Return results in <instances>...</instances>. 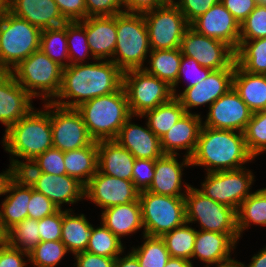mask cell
I'll return each mask as SVG.
<instances>
[{
    "mask_svg": "<svg viewBox=\"0 0 266 267\" xmlns=\"http://www.w3.org/2000/svg\"><path fill=\"white\" fill-rule=\"evenodd\" d=\"M4 195L6 197L0 205V220L8 231L15 224L28 218L27 206L31 198V185L19 172H14L6 182Z\"/></svg>",
    "mask_w": 266,
    "mask_h": 267,
    "instance_id": "obj_23",
    "label": "cell"
},
{
    "mask_svg": "<svg viewBox=\"0 0 266 267\" xmlns=\"http://www.w3.org/2000/svg\"><path fill=\"white\" fill-rule=\"evenodd\" d=\"M28 253L10 246L8 243L0 247V267H26L29 259L25 261Z\"/></svg>",
    "mask_w": 266,
    "mask_h": 267,
    "instance_id": "obj_54",
    "label": "cell"
},
{
    "mask_svg": "<svg viewBox=\"0 0 266 267\" xmlns=\"http://www.w3.org/2000/svg\"><path fill=\"white\" fill-rule=\"evenodd\" d=\"M266 37V7L256 5L255 9L240 24V41Z\"/></svg>",
    "mask_w": 266,
    "mask_h": 267,
    "instance_id": "obj_46",
    "label": "cell"
},
{
    "mask_svg": "<svg viewBox=\"0 0 266 267\" xmlns=\"http://www.w3.org/2000/svg\"><path fill=\"white\" fill-rule=\"evenodd\" d=\"M32 98L10 72H0V123L5 131L35 108Z\"/></svg>",
    "mask_w": 266,
    "mask_h": 267,
    "instance_id": "obj_20",
    "label": "cell"
},
{
    "mask_svg": "<svg viewBox=\"0 0 266 267\" xmlns=\"http://www.w3.org/2000/svg\"><path fill=\"white\" fill-rule=\"evenodd\" d=\"M0 7H8L7 0H0Z\"/></svg>",
    "mask_w": 266,
    "mask_h": 267,
    "instance_id": "obj_66",
    "label": "cell"
},
{
    "mask_svg": "<svg viewBox=\"0 0 266 267\" xmlns=\"http://www.w3.org/2000/svg\"><path fill=\"white\" fill-rule=\"evenodd\" d=\"M117 41L111 61L124 73L145 67L150 53L149 36L143 14L116 15Z\"/></svg>",
    "mask_w": 266,
    "mask_h": 267,
    "instance_id": "obj_5",
    "label": "cell"
},
{
    "mask_svg": "<svg viewBox=\"0 0 266 267\" xmlns=\"http://www.w3.org/2000/svg\"><path fill=\"white\" fill-rule=\"evenodd\" d=\"M149 66L144 67L143 70L156 76L162 81H165L172 87L178 78L180 62L182 59V51L180 48L168 50H151L148 54Z\"/></svg>",
    "mask_w": 266,
    "mask_h": 267,
    "instance_id": "obj_33",
    "label": "cell"
},
{
    "mask_svg": "<svg viewBox=\"0 0 266 267\" xmlns=\"http://www.w3.org/2000/svg\"><path fill=\"white\" fill-rule=\"evenodd\" d=\"M144 242L131 252L137 257L140 267H165L170 254L161 237L143 235Z\"/></svg>",
    "mask_w": 266,
    "mask_h": 267,
    "instance_id": "obj_40",
    "label": "cell"
},
{
    "mask_svg": "<svg viewBox=\"0 0 266 267\" xmlns=\"http://www.w3.org/2000/svg\"><path fill=\"white\" fill-rule=\"evenodd\" d=\"M143 235L162 237L186 222L184 197L139 192Z\"/></svg>",
    "mask_w": 266,
    "mask_h": 267,
    "instance_id": "obj_8",
    "label": "cell"
},
{
    "mask_svg": "<svg viewBox=\"0 0 266 267\" xmlns=\"http://www.w3.org/2000/svg\"><path fill=\"white\" fill-rule=\"evenodd\" d=\"M180 49L183 56L191 57L211 70L226 69L235 62V51L229 45L198 34L191 27L185 31Z\"/></svg>",
    "mask_w": 266,
    "mask_h": 267,
    "instance_id": "obj_14",
    "label": "cell"
},
{
    "mask_svg": "<svg viewBox=\"0 0 266 267\" xmlns=\"http://www.w3.org/2000/svg\"><path fill=\"white\" fill-rule=\"evenodd\" d=\"M38 231V220L28 217L7 231V243L29 253L41 242Z\"/></svg>",
    "mask_w": 266,
    "mask_h": 267,
    "instance_id": "obj_41",
    "label": "cell"
},
{
    "mask_svg": "<svg viewBox=\"0 0 266 267\" xmlns=\"http://www.w3.org/2000/svg\"><path fill=\"white\" fill-rule=\"evenodd\" d=\"M14 169L9 165L6 171L0 173V196L3 195L7 180L13 175Z\"/></svg>",
    "mask_w": 266,
    "mask_h": 267,
    "instance_id": "obj_61",
    "label": "cell"
},
{
    "mask_svg": "<svg viewBox=\"0 0 266 267\" xmlns=\"http://www.w3.org/2000/svg\"><path fill=\"white\" fill-rule=\"evenodd\" d=\"M233 88L253 113L266 110V74L248 73L236 64Z\"/></svg>",
    "mask_w": 266,
    "mask_h": 267,
    "instance_id": "obj_30",
    "label": "cell"
},
{
    "mask_svg": "<svg viewBox=\"0 0 266 267\" xmlns=\"http://www.w3.org/2000/svg\"><path fill=\"white\" fill-rule=\"evenodd\" d=\"M72 212V209L63 210L61 241L70 253L76 255L86 251L94 225L86 215Z\"/></svg>",
    "mask_w": 266,
    "mask_h": 267,
    "instance_id": "obj_31",
    "label": "cell"
},
{
    "mask_svg": "<svg viewBox=\"0 0 266 267\" xmlns=\"http://www.w3.org/2000/svg\"><path fill=\"white\" fill-rule=\"evenodd\" d=\"M67 253L69 251L61 240L41 241L28 253V259L34 267H56Z\"/></svg>",
    "mask_w": 266,
    "mask_h": 267,
    "instance_id": "obj_43",
    "label": "cell"
},
{
    "mask_svg": "<svg viewBox=\"0 0 266 267\" xmlns=\"http://www.w3.org/2000/svg\"><path fill=\"white\" fill-rule=\"evenodd\" d=\"M185 113L181 102L174 96L168 102L135 117H146L148 127L161 138Z\"/></svg>",
    "mask_w": 266,
    "mask_h": 267,
    "instance_id": "obj_34",
    "label": "cell"
},
{
    "mask_svg": "<svg viewBox=\"0 0 266 267\" xmlns=\"http://www.w3.org/2000/svg\"><path fill=\"white\" fill-rule=\"evenodd\" d=\"M76 109L94 141L115 140L121 127L132 116L122 86L116 92L93 98Z\"/></svg>",
    "mask_w": 266,
    "mask_h": 267,
    "instance_id": "obj_4",
    "label": "cell"
},
{
    "mask_svg": "<svg viewBox=\"0 0 266 267\" xmlns=\"http://www.w3.org/2000/svg\"><path fill=\"white\" fill-rule=\"evenodd\" d=\"M219 2L220 0H178L173 3L184 14L186 21L191 24L200 15Z\"/></svg>",
    "mask_w": 266,
    "mask_h": 267,
    "instance_id": "obj_51",
    "label": "cell"
},
{
    "mask_svg": "<svg viewBox=\"0 0 266 267\" xmlns=\"http://www.w3.org/2000/svg\"><path fill=\"white\" fill-rule=\"evenodd\" d=\"M55 2L67 22L81 21L87 18L85 0H55Z\"/></svg>",
    "mask_w": 266,
    "mask_h": 267,
    "instance_id": "obj_53",
    "label": "cell"
},
{
    "mask_svg": "<svg viewBox=\"0 0 266 267\" xmlns=\"http://www.w3.org/2000/svg\"><path fill=\"white\" fill-rule=\"evenodd\" d=\"M239 234H223L197 230L192 258L205 263V267L223 265L231 262V251L235 250Z\"/></svg>",
    "mask_w": 266,
    "mask_h": 267,
    "instance_id": "obj_22",
    "label": "cell"
},
{
    "mask_svg": "<svg viewBox=\"0 0 266 267\" xmlns=\"http://www.w3.org/2000/svg\"><path fill=\"white\" fill-rule=\"evenodd\" d=\"M84 198L104 210L138 201L139 191L135 188L132 180L109 176L97 170L85 185Z\"/></svg>",
    "mask_w": 266,
    "mask_h": 267,
    "instance_id": "obj_15",
    "label": "cell"
},
{
    "mask_svg": "<svg viewBox=\"0 0 266 267\" xmlns=\"http://www.w3.org/2000/svg\"><path fill=\"white\" fill-rule=\"evenodd\" d=\"M186 222H198L200 230L239 234L236 210L205 196L192 185L185 194Z\"/></svg>",
    "mask_w": 266,
    "mask_h": 267,
    "instance_id": "obj_9",
    "label": "cell"
},
{
    "mask_svg": "<svg viewBox=\"0 0 266 267\" xmlns=\"http://www.w3.org/2000/svg\"><path fill=\"white\" fill-rule=\"evenodd\" d=\"M243 133L247 149L254 158L266 152V110L254 112Z\"/></svg>",
    "mask_w": 266,
    "mask_h": 267,
    "instance_id": "obj_44",
    "label": "cell"
},
{
    "mask_svg": "<svg viewBox=\"0 0 266 267\" xmlns=\"http://www.w3.org/2000/svg\"><path fill=\"white\" fill-rule=\"evenodd\" d=\"M28 217L40 220L56 213L59 208L43 193L37 192L31 186V198L28 203Z\"/></svg>",
    "mask_w": 266,
    "mask_h": 267,
    "instance_id": "obj_49",
    "label": "cell"
},
{
    "mask_svg": "<svg viewBox=\"0 0 266 267\" xmlns=\"http://www.w3.org/2000/svg\"><path fill=\"white\" fill-rule=\"evenodd\" d=\"M202 127L201 114L185 113L161 138L164 154L179 155V150H186V157L191 158L196 150ZM178 150V151H177Z\"/></svg>",
    "mask_w": 266,
    "mask_h": 267,
    "instance_id": "obj_24",
    "label": "cell"
},
{
    "mask_svg": "<svg viewBox=\"0 0 266 267\" xmlns=\"http://www.w3.org/2000/svg\"><path fill=\"white\" fill-rule=\"evenodd\" d=\"M97 170L100 173L132 180L135 157L116 140L97 141Z\"/></svg>",
    "mask_w": 266,
    "mask_h": 267,
    "instance_id": "obj_28",
    "label": "cell"
},
{
    "mask_svg": "<svg viewBox=\"0 0 266 267\" xmlns=\"http://www.w3.org/2000/svg\"><path fill=\"white\" fill-rule=\"evenodd\" d=\"M165 3L164 0H122L124 12L136 14H143L147 11L161 7Z\"/></svg>",
    "mask_w": 266,
    "mask_h": 267,
    "instance_id": "obj_57",
    "label": "cell"
},
{
    "mask_svg": "<svg viewBox=\"0 0 266 267\" xmlns=\"http://www.w3.org/2000/svg\"><path fill=\"white\" fill-rule=\"evenodd\" d=\"M40 50L63 68L69 66L66 23L59 27L47 28L41 31Z\"/></svg>",
    "mask_w": 266,
    "mask_h": 267,
    "instance_id": "obj_37",
    "label": "cell"
},
{
    "mask_svg": "<svg viewBox=\"0 0 266 267\" xmlns=\"http://www.w3.org/2000/svg\"><path fill=\"white\" fill-rule=\"evenodd\" d=\"M235 62L248 73L266 74V37L239 41Z\"/></svg>",
    "mask_w": 266,
    "mask_h": 267,
    "instance_id": "obj_36",
    "label": "cell"
},
{
    "mask_svg": "<svg viewBox=\"0 0 266 267\" xmlns=\"http://www.w3.org/2000/svg\"><path fill=\"white\" fill-rule=\"evenodd\" d=\"M165 267H194L192 263L183 258L170 257Z\"/></svg>",
    "mask_w": 266,
    "mask_h": 267,
    "instance_id": "obj_60",
    "label": "cell"
},
{
    "mask_svg": "<svg viewBox=\"0 0 266 267\" xmlns=\"http://www.w3.org/2000/svg\"><path fill=\"white\" fill-rule=\"evenodd\" d=\"M165 2H174L176 0H164Z\"/></svg>",
    "mask_w": 266,
    "mask_h": 267,
    "instance_id": "obj_67",
    "label": "cell"
},
{
    "mask_svg": "<svg viewBox=\"0 0 266 267\" xmlns=\"http://www.w3.org/2000/svg\"><path fill=\"white\" fill-rule=\"evenodd\" d=\"M97 141L80 149L64 152V166L67 175L77 179L84 186L97 172Z\"/></svg>",
    "mask_w": 266,
    "mask_h": 267,
    "instance_id": "obj_32",
    "label": "cell"
},
{
    "mask_svg": "<svg viewBox=\"0 0 266 267\" xmlns=\"http://www.w3.org/2000/svg\"><path fill=\"white\" fill-rule=\"evenodd\" d=\"M122 87L133 116H142L174 97L172 88L165 81L146 73L143 69L124 72Z\"/></svg>",
    "mask_w": 266,
    "mask_h": 267,
    "instance_id": "obj_10",
    "label": "cell"
},
{
    "mask_svg": "<svg viewBox=\"0 0 266 267\" xmlns=\"http://www.w3.org/2000/svg\"><path fill=\"white\" fill-rule=\"evenodd\" d=\"M18 172H44L53 175H65L64 152L52 147L37 156Z\"/></svg>",
    "mask_w": 266,
    "mask_h": 267,
    "instance_id": "obj_45",
    "label": "cell"
},
{
    "mask_svg": "<svg viewBox=\"0 0 266 267\" xmlns=\"http://www.w3.org/2000/svg\"><path fill=\"white\" fill-rule=\"evenodd\" d=\"M53 147L65 152L89 146L94 140L88 134L81 113L50 102Z\"/></svg>",
    "mask_w": 266,
    "mask_h": 267,
    "instance_id": "obj_13",
    "label": "cell"
},
{
    "mask_svg": "<svg viewBox=\"0 0 266 267\" xmlns=\"http://www.w3.org/2000/svg\"><path fill=\"white\" fill-rule=\"evenodd\" d=\"M8 7H0V24H1V21L4 17V14L6 13Z\"/></svg>",
    "mask_w": 266,
    "mask_h": 267,
    "instance_id": "obj_64",
    "label": "cell"
},
{
    "mask_svg": "<svg viewBox=\"0 0 266 267\" xmlns=\"http://www.w3.org/2000/svg\"><path fill=\"white\" fill-rule=\"evenodd\" d=\"M191 166L206 172L239 169L255 158L249 153L243 132L213 129L202 125Z\"/></svg>",
    "mask_w": 266,
    "mask_h": 267,
    "instance_id": "obj_3",
    "label": "cell"
},
{
    "mask_svg": "<svg viewBox=\"0 0 266 267\" xmlns=\"http://www.w3.org/2000/svg\"><path fill=\"white\" fill-rule=\"evenodd\" d=\"M41 31L7 9L0 24V72H11L40 49Z\"/></svg>",
    "mask_w": 266,
    "mask_h": 267,
    "instance_id": "obj_7",
    "label": "cell"
},
{
    "mask_svg": "<svg viewBox=\"0 0 266 267\" xmlns=\"http://www.w3.org/2000/svg\"><path fill=\"white\" fill-rule=\"evenodd\" d=\"M101 222L120 240L143 228L140 201L102 210Z\"/></svg>",
    "mask_w": 266,
    "mask_h": 267,
    "instance_id": "obj_29",
    "label": "cell"
},
{
    "mask_svg": "<svg viewBox=\"0 0 266 267\" xmlns=\"http://www.w3.org/2000/svg\"><path fill=\"white\" fill-rule=\"evenodd\" d=\"M78 22L85 28L93 58L111 60L117 41L116 15L92 16Z\"/></svg>",
    "mask_w": 266,
    "mask_h": 267,
    "instance_id": "obj_26",
    "label": "cell"
},
{
    "mask_svg": "<svg viewBox=\"0 0 266 267\" xmlns=\"http://www.w3.org/2000/svg\"><path fill=\"white\" fill-rule=\"evenodd\" d=\"M216 267H244V264L238 260H232L229 263L223 264V265H218Z\"/></svg>",
    "mask_w": 266,
    "mask_h": 267,
    "instance_id": "obj_63",
    "label": "cell"
},
{
    "mask_svg": "<svg viewBox=\"0 0 266 267\" xmlns=\"http://www.w3.org/2000/svg\"><path fill=\"white\" fill-rule=\"evenodd\" d=\"M75 256L76 267H114L116 258L103 257L100 255L91 254L89 252H81Z\"/></svg>",
    "mask_w": 266,
    "mask_h": 267,
    "instance_id": "obj_56",
    "label": "cell"
},
{
    "mask_svg": "<svg viewBox=\"0 0 266 267\" xmlns=\"http://www.w3.org/2000/svg\"><path fill=\"white\" fill-rule=\"evenodd\" d=\"M63 223V209L56 213L38 220L39 236L41 241L61 240Z\"/></svg>",
    "mask_w": 266,
    "mask_h": 267,
    "instance_id": "obj_50",
    "label": "cell"
},
{
    "mask_svg": "<svg viewBox=\"0 0 266 267\" xmlns=\"http://www.w3.org/2000/svg\"><path fill=\"white\" fill-rule=\"evenodd\" d=\"M151 50L181 47L185 31L190 27L184 14L173 2L143 13Z\"/></svg>",
    "mask_w": 266,
    "mask_h": 267,
    "instance_id": "obj_11",
    "label": "cell"
},
{
    "mask_svg": "<svg viewBox=\"0 0 266 267\" xmlns=\"http://www.w3.org/2000/svg\"><path fill=\"white\" fill-rule=\"evenodd\" d=\"M239 237L250 225L266 226V188L252 192L236 211Z\"/></svg>",
    "mask_w": 266,
    "mask_h": 267,
    "instance_id": "obj_35",
    "label": "cell"
},
{
    "mask_svg": "<svg viewBox=\"0 0 266 267\" xmlns=\"http://www.w3.org/2000/svg\"><path fill=\"white\" fill-rule=\"evenodd\" d=\"M198 190L212 200L237 211L240 204L252 193L254 174L245 167L235 170L208 172ZM251 187V188H250Z\"/></svg>",
    "mask_w": 266,
    "mask_h": 267,
    "instance_id": "obj_12",
    "label": "cell"
},
{
    "mask_svg": "<svg viewBox=\"0 0 266 267\" xmlns=\"http://www.w3.org/2000/svg\"><path fill=\"white\" fill-rule=\"evenodd\" d=\"M236 62L229 68L213 70L207 78L195 86L185 88L182 93H176L185 112L191 113V108L208 104L210 107L223 94L233 87V76Z\"/></svg>",
    "mask_w": 266,
    "mask_h": 267,
    "instance_id": "obj_18",
    "label": "cell"
},
{
    "mask_svg": "<svg viewBox=\"0 0 266 267\" xmlns=\"http://www.w3.org/2000/svg\"><path fill=\"white\" fill-rule=\"evenodd\" d=\"M7 244V230L3 227L0 220V247Z\"/></svg>",
    "mask_w": 266,
    "mask_h": 267,
    "instance_id": "obj_62",
    "label": "cell"
},
{
    "mask_svg": "<svg viewBox=\"0 0 266 267\" xmlns=\"http://www.w3.org/2000/svg\"><path fill=\"white\" fill-rule=\"evenodd\" d=\"M197 230L189 226L188 222L164 234L161 238L164 240L166 248L171 257L183 258L192 263V253L194 250Z\"/></svg>",
    "mask_w": 266,
    "mask_h": 267,
    "instance_id": "obj_38",
    "label": "cell"
},
{
    "mask_svg": "<svg viewBox=\"0 0 266 267\" xmlns=\"http://www.w3.org/2000/svg\"><path fill=\"white\" fill-rule=\"evenodd\" d=\"M10 73L26 92L33 98L41 97L43 103L53 102L60 92L63 67L40 49L21 61Z\"/></svg>",
    "mask_w": 266,
    "mask_h": 267,
    "instance_id": "obj_6",
    "label": "cell"
},
{
    "mask_svg": "<svg viewBox=\"0 0 266 267\" xmlns=\"http://www.w3.org/2000/svg\"><path fill=\"white\" fill-rule=\"evenodd\" d=\"M257 5L266 7V0H255Z\"/></svg>",
    "mask_w": 266,
    "mask_h": 267,
    "instance_id": "obj_65",
    "label": "cell"
},
{
    "mask_svg": "<svg viewBox=\"0 0 266 267\" xmlns=\"http://www.w3.org/2000/svg\"><path fill=\"white\" fill-rule=\"evenodd\" d=\"M155 173V160L135 159L133 165L132 181L139 191H147L153 181Z\"/></svg>",
    "mask_w": 266,
    "mask_h": 267,
    "instance_id": "obj_48",
    "label": "cell"
},
{
    "mask_svg": "<svg viewBox=\"0 0 266 267\" xmlns=\"http://www.w3.org/2000/svg\"><path fill=\"white\" fill-rule=\"evenodd\" d=\"M253 112L232 87L215 101L208 110L205 127L244 132Z\"/></svg>",
    "mask_w": 266,
    "mask_h": 267,
    "instance_id": "obj_17",
    "label": "cell"
},
{
    "mask_svg": "<svg viewBox=\"0 0 266 267\" xmlns=\"http://www.w3.org/2000/svg\"><path fill=\"white\" fill-rule=\"evenodd\" d=\"M212 71L213 70H211L210 68L202 67L201 65H199V63L193 58L182 55L177 82L171 87L173 96L176 97V86H178L184 76L187 77V83L189 80V83L185 88H189L197 85L202 80L207 78Z\"/></svg>",
    "mask_w": 266,
    "mask_h": 267,
    "instance_id": "obj_47",
    "label": "cell"
},
{
    "mask_svg": "<svg viewBox=\"0 0 266 267\" xmlns=\"http://www.w3.org/2000/svg\"><path fill=\"white\" fill-rule=\"evenodd\" d=\"M244 267H266V246L251 258V262Z\"/></svg>",
    "mask_w": 266,
    "mask_h": 267,
    "instance_id": "obj_59",
    "label": "cell"
},
{
    "mask_svg": "<svg viewBox=\"0 0 266 267\" xmlns=\"http://www.w3.org/2000/svg\"><path fill=\"white\" fill-rule=\"evenodd\" d=\"M37 192L43 193L59 209L62 204H75L84 198L85 186L77 179L44 172H19Z\"/></svg>",
    "mask_w": 266,
    "mask_h": 267,
    "instance_id": "obj_16",
    "label": "cell"
},
{
    "mask_svg": "<svg viewBox=\"0 0 266 267\" xmlns=\"http://www.w3.org/2000/svg\"><path fill=\"white\" fill-rule=\"evenodd\" d=\"M42 107L43 110L33 108L4 133L2 144L4 150L11 155L10 165L15 172L53 147L50 102L44 103Z\"/></svg>",
    "mask_w": 266,
    "mask_h": 267,
    "instance_id": "obj_2",
    "label": "cell"
},
{
    "mask_svg": "<svg viewBox=\"0 0 266 267\" xmlns=\"http://www.w3.org/2000/svg\"><path fill=\"white\" fill-rule=\"evenodd\" d=\"M177 156L164 154L155 160L154 178L147 191L159 195L185 197L191 185L182 182L183 169L191 166V159L183 156V161L178 162ZM183 184L185 189L182 187Z\"/></svg>",
    "mask_w": 266,
    "mask_h": 267,
    "instance_id": "obj_21",
    "label": "cell"
},
{
    "mask_svg": "<svg viewBox=\"0 0 266 267\" xmlns=\"http://www.w3.org/2000/svg\"><path fill=\"white\" fill-rule=\"evenodd\" d=\"M132 115L121 127L115 139L122 147L127 149L135 159L156 160L164 155L161 148V141L155 133L148 127H142L132 123Z\"/></svg>",
    "mask_w": 266,
    "mask_h": 267,
    "instance_id": "obj_25",
    "label": "cell"
},
{
    "mask_svg": "<svg viewBox=\"0 0 266 267\" xmlns=\"http://www.w3.org/2000/svg\"><path fill=\"white\" fill-rule=\"evenodd\" d=\"M66 36L69 53V65L87 63L86 57L89 60L91 50L88 44L85 28L78 22H66ZM90 53V54H89ZM89 54V55H88Z\"/></svg>",
    "mask_w": 266,
    "mask_h": 267,
    "instance_id": "obj_42",
    "label": "cell"
},
{
    "mask_svg": "<svg viewBox=\"0 0 266 267\" xmlns=\"http://www.w3.org/2000/svg\"><path fill=\"white\" fill-rule=\"evenodd\" d=\"M87 17L114 16L123 13L122 0H85Z\"/></svg>",
    "mask_w": 266,
    "mask_h": 267,
    "instance_id": "obj_52",
    "label": "cell"
},
{
    "mask_svg": "<svg viewBox=\"0 0 266 267\" xmlns=\"http://www.w3.org/2000/svg\"><path fill=\"white\" fill-rule=\"evenodd\" d=\"M100 226L93 227L86 252L103 257L117 258L122 255L125 247L122 241L116 237L102 222Z\"/></svg>",
    "mask_w": 266,
    "mask_h": 267,
    "instance_id": "obj_39",
    "label": "cell"
},
{
    "mask_svg": "<svg viewBox=\"0 0 266 267\" xmlns=\"http://www.w3.org/2000/svg\"><path fill=\"white\" fill-rule=\"evenodd\" d=\"M8 10L41 30L59 27L67 21L55 0H7Z\"/></svg>",
    "mask_w": 266,
    "mask_h": 267,
    "instance_id": "obj_27",
    "label": "cell"
},
{
    "mask_svg": "<svg viewBox=\"0 0 266 267\" xmlns=\"http://www.w3.org/2000/svg\"><path fill=\"white\" fill-rule=\"evenodd\" d=\"M232 16L241 24L248 15L255 9V0H220Z\"/></svg>",
    "mask_w": 266,
    "mask_h": 267,
    "instance_id": "obj_55",
    "label": "cell"
},
{
    "mask_svg": "<svg viewBox=\"0 0 266 267\" xmlns=\"http://www.w3.org/2000/svg\"><path fill=\"white\" fill-rule=\"evenodd\" d=\"M96 61L63 68L61 89L53 103L77 108L93 98L116 92L122 86L123 72L111 60Z\"/></svg>",
    "mask_w": 266,
    "mask_h": 267,
    "instance_id": "obj_1",
    "label": "cell"
},
{
    "mask_svg": "<svg viewBox=\"0 0 266 267\" xmlns=\"http://www.w3.org/2000/svg\"><path fill=\"white\" fill-rule=\"evenodd\" d=\"M190 27L198 34L220 40L237 50L240 41V24L221 1L195 19Z\"/></svg>",
    "mask_w": 266,
    "mask_h": 267,
    "instance_id": "obj_19",
    "label": "cell"
},
{
    "mask_svg": "<svg viewBox=\"0 0 266 267\" xmlns=\"http://www.w3.org/2000/svg\"><path fill=\"white\" fill-rule=\"evenodd\" d=\"M114 267H140L137 257L132 253L128 252L127 255L115 259Z\"/></svg>",
    "mask_w": 266,
    "mask_h": 267,
    "instance_id": "obj_58",
    "label": "cell"
}]
</instances>
